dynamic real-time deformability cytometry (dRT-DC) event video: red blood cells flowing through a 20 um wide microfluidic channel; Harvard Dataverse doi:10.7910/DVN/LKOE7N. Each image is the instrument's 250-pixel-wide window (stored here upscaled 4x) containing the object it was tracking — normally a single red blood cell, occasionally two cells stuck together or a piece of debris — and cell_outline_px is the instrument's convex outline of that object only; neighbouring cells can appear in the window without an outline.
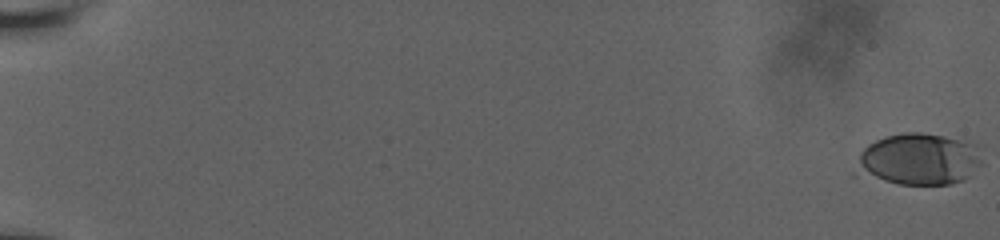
{"species": "human", "species_latin": "Homo sapiens", "temperature_condition": "room temperature", "stored_images_in_passage": 60, "camera_frame_rate_fps": 3000, "um_per_image_px": 0.085, "donor": {"sex": "male"}, "frame": {"image": 1, "passage_image": 1, "time_ms": 0.0, "image_size_px": [1000, 240], "cell_outline_px": [[984, 164], [964, 180], [952, 184], [900, 184], [852, 176], [852, 172], [860, 152], [868, 144], [884, 136], [904, 132], [920, 132], [944, 136], [980, 144]], "centroid_in_image_um": [78.08, 13.55], "position_along_channel_um": 6.9, "area_um2": 39.36}}
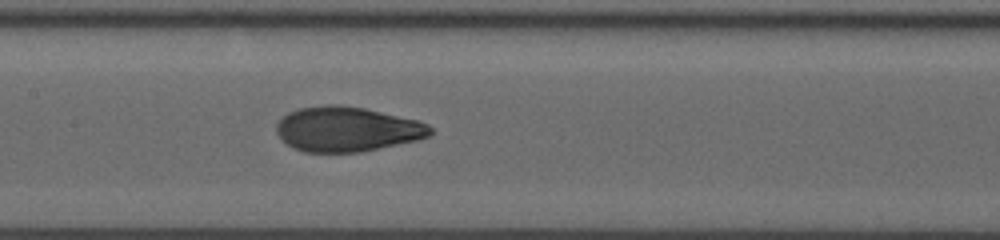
{"frame": {"image": 2, "passage_image": 33, "time_ms": 10.667, "image_size_px": [1000, 240], "cell_outline_px": [[432, 132], [428, 136], [416, 140], [360, 152], [304, 152], [292, 148], [276, 132], [276, 124], [288, 112], [300, 108], [324, 104], [340, 104], [364, 108], [416, 120], [428, 124], [432, 128]], "centroid_in_image_um": [29.47, 10.97], "position_along_channel_um": 177.9, "area_um2": 40.0}}
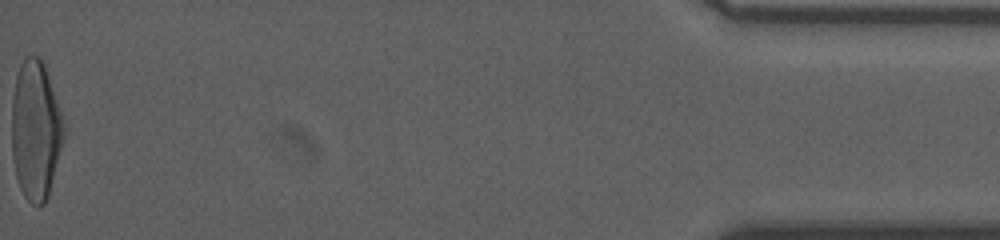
{"frame": {"image": 3, "passage_image": 60, "time_ms": 19.667, "image_size_px": [1000, 240], "cell_outline_px": [[64, 136], [48, 196], [44, 204], [40, 208], [32, 204], [24, 196], [20, 188], [16, 176], [12, 156], [12, 96], [16, 76], [20, 64], [24, 56], [40, 56], [44, 64], [64, 124]], "centroid_in_image_um": [3.0, 11.08], "position_along_channel_um": 432.2, "area_um2": 41.96}, "authors_computed_cell_mechanics": {"area_um2": 39.1884, "velocity_mm_per_s": 3.8023, "shape_relaxation_time_tau1_ms": 5.7661, "shape_relaxation_time_tau2_ms": 0.908, "deformation_change_tau1": 0.2311, "deformation_change_tau2": 0.0638}}